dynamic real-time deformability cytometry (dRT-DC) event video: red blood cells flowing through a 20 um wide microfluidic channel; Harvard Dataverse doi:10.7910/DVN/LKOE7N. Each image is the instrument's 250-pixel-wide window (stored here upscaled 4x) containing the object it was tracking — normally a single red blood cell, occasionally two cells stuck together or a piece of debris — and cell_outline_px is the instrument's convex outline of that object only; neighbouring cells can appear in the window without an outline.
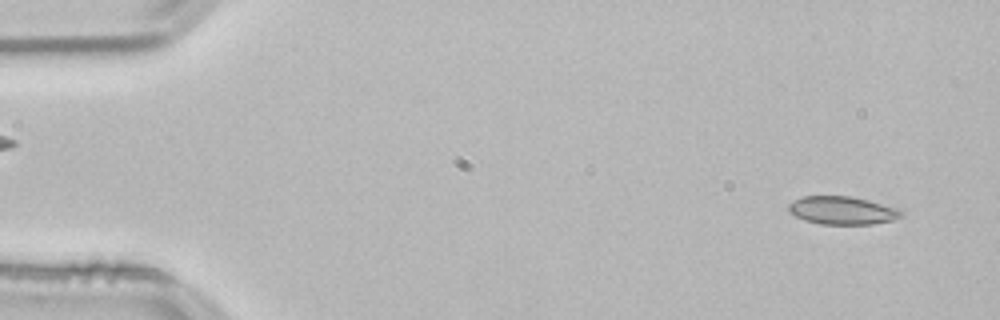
{"species": "common noctule bat (a hibernating species)", "species_latin": "Nyctalus noctula", "temperature_condition": "room temperature", "stored_images_in_passage": 52, "camera_frame_rate_fps": 3000, "um_per_image_px": 0.085, "animal": {"sex": "male", "body_mass_g": 21.5, "forearm_length_mm": 52.0}, "frame": {"image": 1, "passage_image": 3, "time_ms": 0.667, "image_size_px": [1000, 320], "cell_outline_px": [[904, 216], [892, 220], [872, 224], [820, 224], [804, 220], [788, 212], [788, 204], [792, 200], [800, 196], [848, 196], [868, 200], [900, 208], [904, 212]], "centroid_in_image_um": [71.59, 17.88], "position_along_channel_um": 13.4, "area_um2": 18.67}}
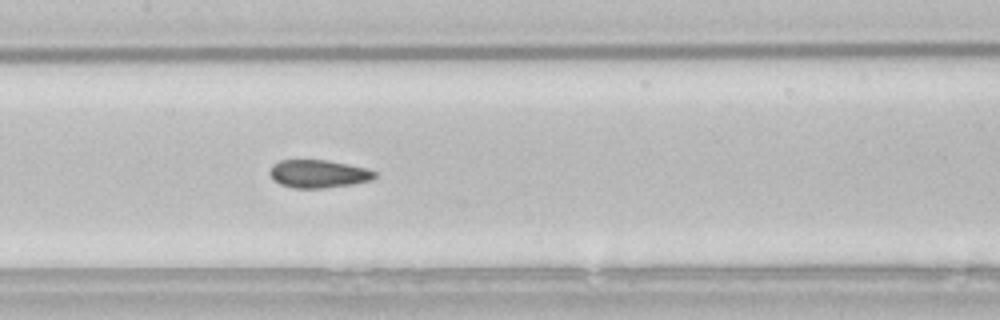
{"frame": {"image": 2, "passage_image": 25, "time_ms": 8.0, "image_size_px": [1000, 320], "cell_outline_px": [[376, 176], [368, 180], [352, 184], [324, 188], [296, 188], [280, 184], [268, 172], [272, 164], [280, 160], [328, 160], [348, 164], [364, 168], [376, 172]], "centroid_in_image_um": [27.03, 14.76], "position_along_channel_um": 180.4, "area_um2": 16.88}}
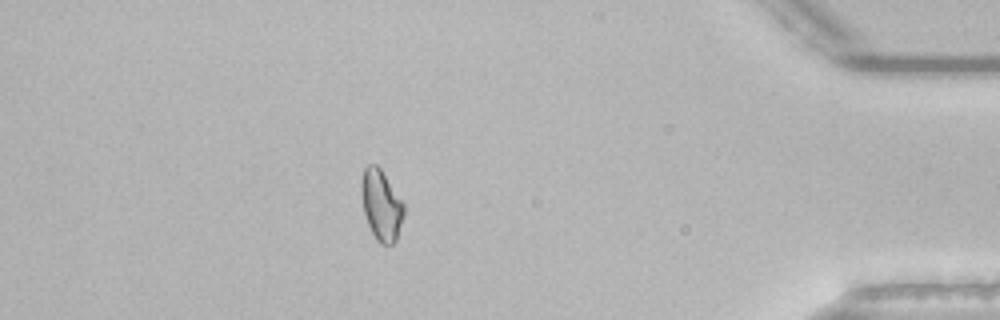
{"frame": {"image": 3, "passage_image": 46, "time_ms": 15.0, "image_size_px": [1000, 320], "cell_outline_px": [[404, 216], [396, 240], [392, 244], [380, 244], [376, 240], [368, 224], [364, 212], [360, 192], [360, 184], [364, 168], [368, 164], [376, 164], [380, 168], [404, 204]], "centroid_in_image_um": [32.39, 17.43], "position_along_channel_um": 402.8, "area_um2": 17.46}, "authors_computed_cell_mechanics": {"area_um2": 17.6868, "velocity_mm_per_s": 3.8357, "shape_relaxation_time_tau1_ms": null, "shape_relaxation_time_tau2_ms": 1.2911, "deformation_change_tau1": null, "deformation_change_tau2": 0.0729}}